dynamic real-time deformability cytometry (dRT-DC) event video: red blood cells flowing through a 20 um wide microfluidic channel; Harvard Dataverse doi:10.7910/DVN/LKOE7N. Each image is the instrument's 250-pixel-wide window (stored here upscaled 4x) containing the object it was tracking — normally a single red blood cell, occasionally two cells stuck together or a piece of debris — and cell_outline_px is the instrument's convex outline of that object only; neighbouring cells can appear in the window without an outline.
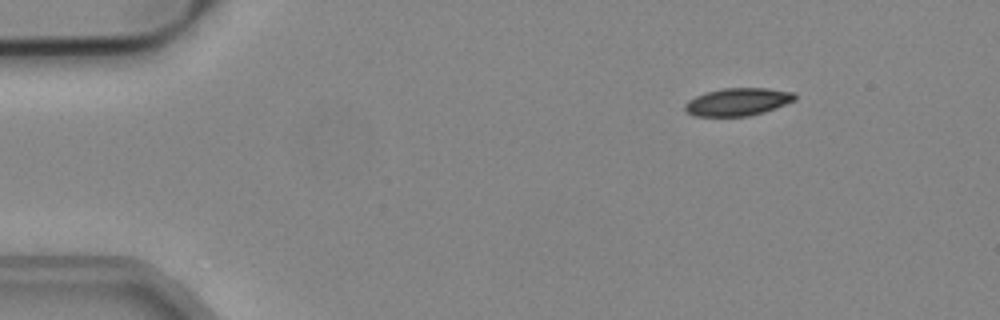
{"species": "common noctule bat (a hibernating species)", "species_latin": "Nyctalus noctula", "temperature_condition": "cold", "stored_images_in_passage": 19, "camera_frame_rate_fps": 3000, "um_per_image_px": 0.085, "animal": {"sex": "male", "body_mass_g": 19.2, "forearm_length_mm": 51.8}, "frame": {"image": 1, "passage_image": 8, "time_ms": 2.333, "image_size_px": [1000, 320], "cell_outline_px": [[796, 100], [776, 108], [764, 112], [748, 116], [692, 116], [684, 108], [684, 104], [688, 100], [704, 92], [720, 88], [768, 88], [796, 92]], "centroid_in_image_um": [62.72, 8.65], "position_along_channel_um": 22.3, "area_um2": 17.98}}